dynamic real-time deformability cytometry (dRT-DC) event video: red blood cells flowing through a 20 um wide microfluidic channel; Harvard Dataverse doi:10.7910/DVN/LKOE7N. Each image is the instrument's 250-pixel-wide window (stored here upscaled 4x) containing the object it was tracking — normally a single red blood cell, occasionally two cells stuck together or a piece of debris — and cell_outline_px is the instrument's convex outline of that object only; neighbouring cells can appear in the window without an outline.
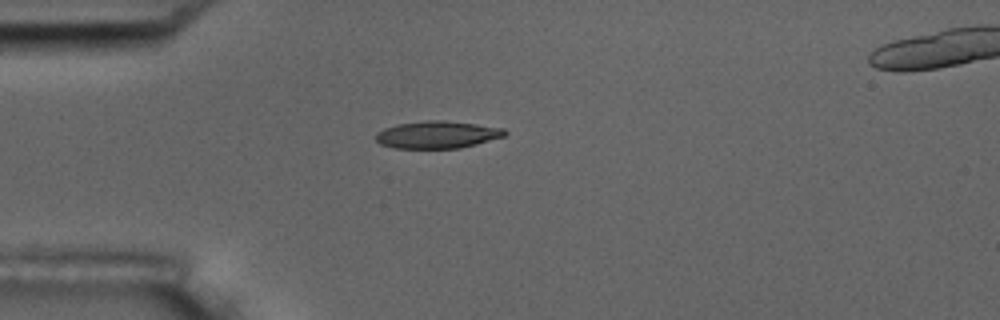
{"species": "common noctule bat (a hibernating species)", "species_latin": "Nyctalus noctula", "temperature_condition": "room temperature", "stored_images_in_passage": 4, "camera_frame_rate_fps": 3000, "um_per_image_px": 0.085, "animal": {"sex": "male", "body_mass_g": 17.5, "forearm_length_mm": 52.3}, "frame": {"image": 1, "passage_image": 3, "time_ms": 2.333, "image_size_px": [1000, 320], "cell_outline_px": [[508, 132], [504, 136], [476, 144], [460, 148], [396, 148], [380, 144], [376, 140], [376, 132], [384, 128], [396, 124], [428, 120], [444, 120], [476, 124], [504, 128]], "centroid_in_image_um": [37.16, 11.44], "position_along_channel_um": 47.8, "area_um2": 20.52}}